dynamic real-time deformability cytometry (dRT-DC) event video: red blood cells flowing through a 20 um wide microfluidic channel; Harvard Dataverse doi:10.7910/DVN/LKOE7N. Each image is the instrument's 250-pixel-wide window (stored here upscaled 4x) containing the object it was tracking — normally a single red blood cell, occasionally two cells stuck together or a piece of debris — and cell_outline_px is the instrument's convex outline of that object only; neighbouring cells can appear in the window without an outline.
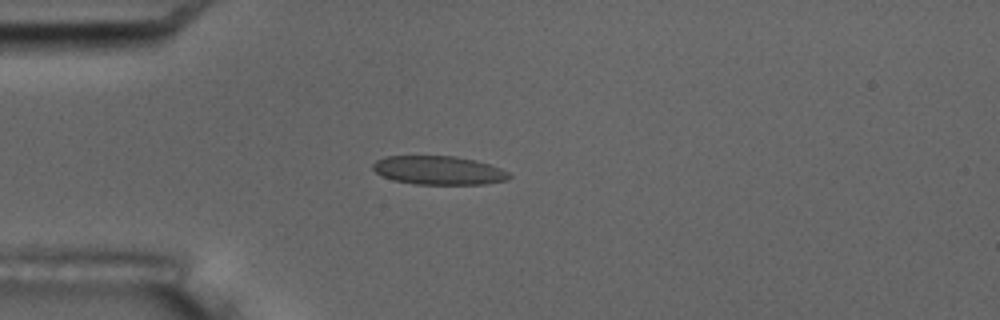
{"species": "common noctule bat (a hibernating species)", "species_latin": "Nyctalus noctula", "temperature_condition": "room temperature", "stored_images_in_passage": 5, "camera_frame_rate_fps": 3000, "um_per_image_px": 0.085, "animal": {"sex": "male", "body_mass_g": 17.5, "forearm_length_mm": 52.3}, "frame": {"image": 1, "passage_image": 3, "time_ms": 2.333, "image_size_px": [1000, 320], "cell_outline_px": [[512, 176], [508, 180], [484, 184], [412, 184], [396, 180], [384, 176], [376, 172], [372, 168], [372, 164], [376, 160], [384, 156], [456, 156], [476, 160], [500, 168], [508, 172]], "centroid_in_image_um": [37.3, 14.47], "position_along_channel_um": 47.7, "area_um2": 22.77}}